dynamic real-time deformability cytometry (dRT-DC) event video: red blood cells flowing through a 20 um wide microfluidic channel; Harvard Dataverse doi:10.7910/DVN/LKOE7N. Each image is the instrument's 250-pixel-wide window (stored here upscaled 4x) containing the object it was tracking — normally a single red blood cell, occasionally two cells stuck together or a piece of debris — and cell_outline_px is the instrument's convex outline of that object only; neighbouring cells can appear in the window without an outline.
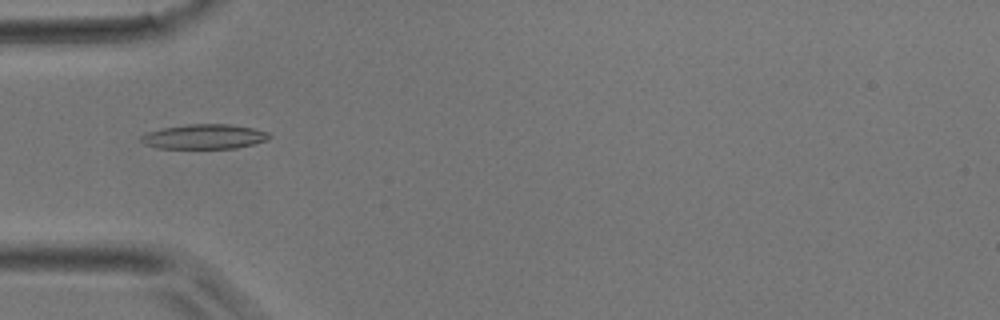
{"species": "common noctule bat (a hibernating species)", "species_latin": "Nyctalus noctula", "temperature_condition": "room temperature", "stored_images_in_passage": 37, "camera_frame_rate_fps": 3000, "um_per_image_px": 0.085, "animal": {"sex": "male", "body_mass_g": 17.9}, "frame": {"image": 1, "passage_image": 9, "time_ms": 2.667, "image_size_px": [1000, 320], "cell_outline_px": [[272, 136], [264, 140], [252, 144], [236, 148], [160, 148], [144, 144], [140, 140], [140, 136], [148, 132], [160, 128], [188, 124], [228, 124], [252, 128], [268, 132]], "centroid_in_image_um": [17.32, 11.61], "position_along_channel_um": 67.7, "area_um2": 18.32}}
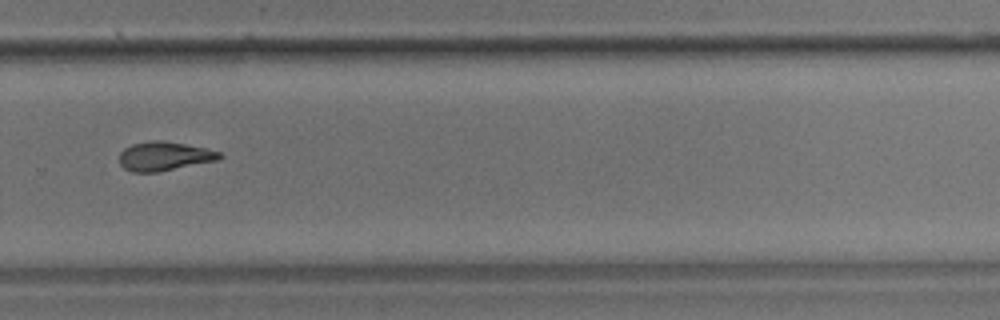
{"frame": {"image": 2, "passage_image": 24, "time_ms": 7.667, "image_size_px": [1000, 320], "cell_outline_px": [[224, 156], [220, 160], [160, 172], [132, 172], [124, 168], [120, 164], [120, 152], [124, 148], [132, 144], [152, 140], [160, 140], [208, 148], [220, 152]], "centroid_in_image_um": [14.0, 13.28], "position_along_channel_um": 315.8, "area_um2": 17.17}}
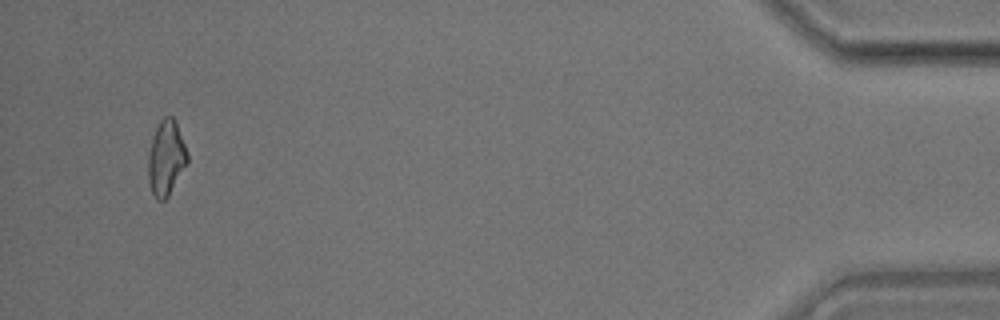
{"frame": {"image": 3, "passage_image": 35, "time_ms": 11.333, "image_size_px": [1000, 320], "cell_outline_px": [[188, 160], [168, 196], [164, 200], [156, 200], [152, 192], [148, 180], [148, 152], [152, 136], [160, 120], [164, 116], [172, 116], [176, 120], [188, 152]], "centroid_in_image_um": [14.11, 13.39], "position_along_channel_um": 421.1, "area_um2": 17.17}}